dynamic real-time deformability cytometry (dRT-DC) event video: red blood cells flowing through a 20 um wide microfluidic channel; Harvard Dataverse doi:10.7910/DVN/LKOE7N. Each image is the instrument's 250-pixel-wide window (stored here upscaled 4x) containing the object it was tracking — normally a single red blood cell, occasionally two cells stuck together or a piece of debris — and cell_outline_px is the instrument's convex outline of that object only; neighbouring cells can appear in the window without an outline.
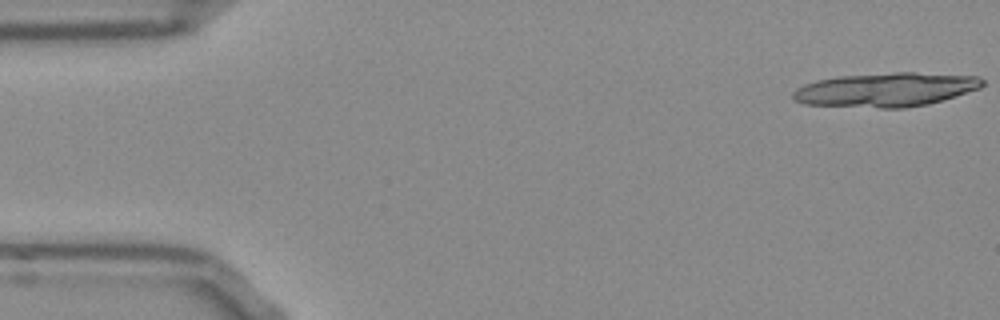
{"species": "Egyptian fruit bat (a non-hibernating species)", "species_latin": "Rousettus aegyptiacus", "temperature_condition": "room temperature", "stored_images_in_passage": 17, "camera_frame_rate_fps": 3000, "um_per_image_px": 0.085, "frame": {"image": 1, "passage_image": 1, "time_ms": 0.0, "image_size_px": [1000, 320], "cell_outline_px": [[984, 84], [980, 88], [928, 104], [904, 108], [880, 108], [804, 104], [796, 100], [792, 96], [792, 92], [796, 88], [804, 84], [816, 80], [836, 76], [896, 72], [916, 72], [980, 76], [984, 80]], "centroid_in_image_um": [75.29, 7.61], "position_along_channel_um": 9.7, "area_um2": 37.69}}